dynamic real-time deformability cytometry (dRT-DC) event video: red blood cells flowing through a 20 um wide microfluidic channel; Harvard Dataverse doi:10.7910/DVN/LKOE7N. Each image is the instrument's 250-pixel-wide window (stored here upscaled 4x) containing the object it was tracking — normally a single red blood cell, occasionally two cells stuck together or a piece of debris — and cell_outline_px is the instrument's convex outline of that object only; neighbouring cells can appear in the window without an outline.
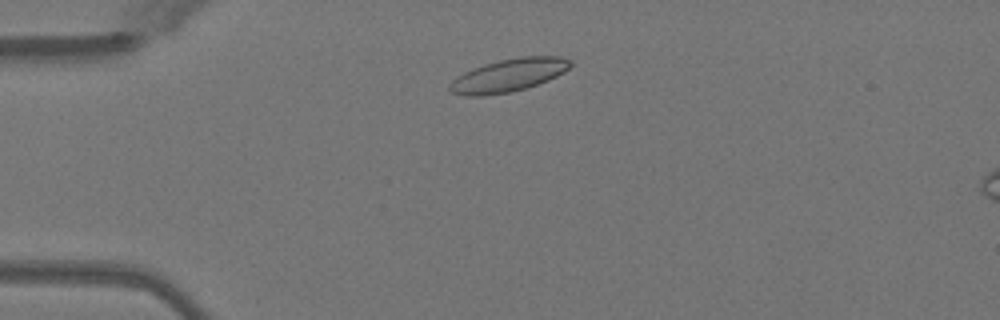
{"species": "Egyptian fruit bat (a non-hibernating species)", "species_latin": "Rousettus aegyptiacus", "temperature_condition": "warm", "stored_images_in_passage": 39, "camera_frame_rate_fps": 3000, "um_per_image_px": 0.085, "animal": {"sex": "female"}, "frame": {"image": 1, "passage_image": 1, "time_ms": 0.0, "image_size_px": [1000, 320], "cell_outline_px": [[572, 64], [564, 72], [548, 80], [524, 88], [508, 92], [484, 96], [464, 96], [448, 92], [448, 84], [456, 76], [472, 68], [484, 64], [500, 60], [520, 56], [560, 56], [572, 60]], "centroid_in_image_um": [43.18, 6.4], "position_along_channel_um": 41.8, "area_um2": 23.29}}
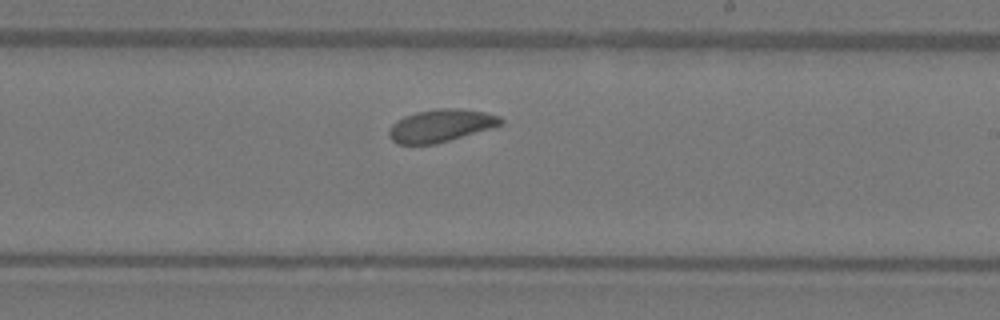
{"frame": {"image": 2, "passage_image": 19, "time_ms": 6.0, "image_size_px": [1000, 320], "cell_outline_px": [[504, 124], [436, 144], [396, 144], [388, 136], [388, 132], [392, 124], [396, 120], [404, 116], [416, 112], [436, 108], [456, 108], [484, 112], [500, 116], [504, 120]], "centroid_in_image_um": [37.45, 10.67], "position_along_channel_um": 251.5, "area_um2": 21.27}}
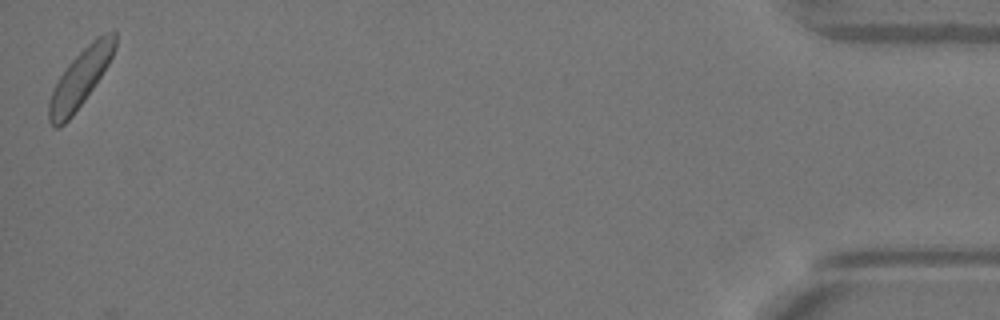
{"frame": {"image": 3, "passage_image": 39, "time_ms": 12.667, "image_size_px": [1000, 320], "cell_outline_px": [[116, 48], [108, 64], [84, 100], [72, 116], [60, 128], [52, 128], [48, 120], [48, 104], [52, 92], [60, 76], [68, 64], [92, 40], [104, 32], [116, 32]], "centroid_in_image_um": [6.8, 6.68], "position_along_channel_um": 428.4, "area_um2": 21.73}, "authors_computed_cell_mechanics": {"area_um2": 21.5016, "velocity_mm_per_s": 4.0008, "shape_relaxation_time_tau1_ms": 1.267, "shape_relaxation_time_tau2_ms": null, "deformation_change_tau1": 0.0659, "deformation_change_tau2": null}}